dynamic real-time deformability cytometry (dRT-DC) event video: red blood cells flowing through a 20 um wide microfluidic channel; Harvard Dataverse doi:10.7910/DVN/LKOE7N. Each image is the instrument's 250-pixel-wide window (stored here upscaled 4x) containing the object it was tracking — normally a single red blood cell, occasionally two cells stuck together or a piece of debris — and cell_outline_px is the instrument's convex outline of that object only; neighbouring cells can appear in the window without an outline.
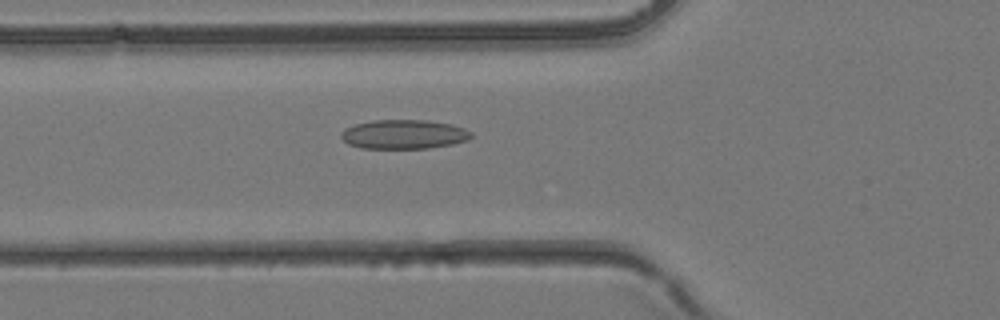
{"species": "common noctule bat (a hibernating species)", "species_latin": "Nyctalus noctula", "temperature_condition": "room temperature", "stored_images_in_passage": 40, "camera_frame_rate_fps": 3000, "um_per_image_px": 0.085, "animal": {"sex": "female", "body_mass_g": 24.6, "forearm_length_mm": 56.2}, "frame": {"image": 1, "passage_image": 15, "time_ms": 4.667, "image_size_px": [1000, 320], "cell_outline_px": [[472, 136], [468, 140], [452, 144], [428, 148], [360, 148], [348, 144], [340, 136], [340, 132], [344, 128], [356, 124], [372, 120], [424, 120], [452, 124], [464, 128], [472, 132]], "centroid_in_image_um": [34.31, 11.41], "position_along_channel_um": 91.5, "area_um2": 22.2}}
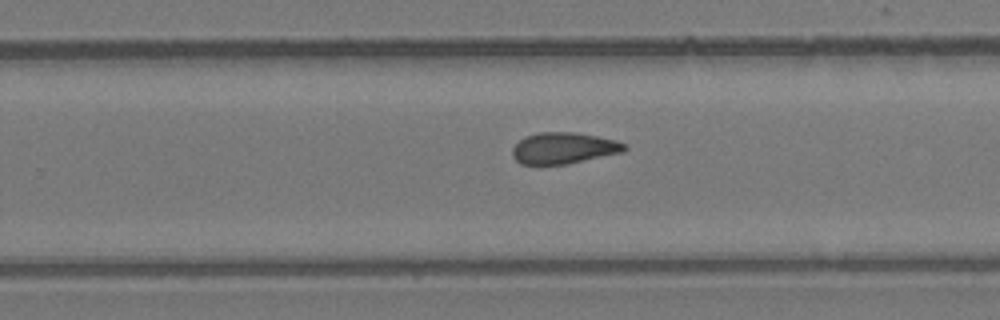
{"frame": {"image": 2, "passage_image": 26, "time_ms": 8.333, "image_size_px": [1000, 320], "cell_outline_px": [[628, 148], [624, 152], [568, 164], [520, 164], [512, 156], [512, 148], [524, 136], [540, 132], [576, 132], [616, 140], [628, 144]], "centroid_in_image_um": [47.94, 12.59], "position_along_channel_um": 281.9, "area_um2": 20.63}}
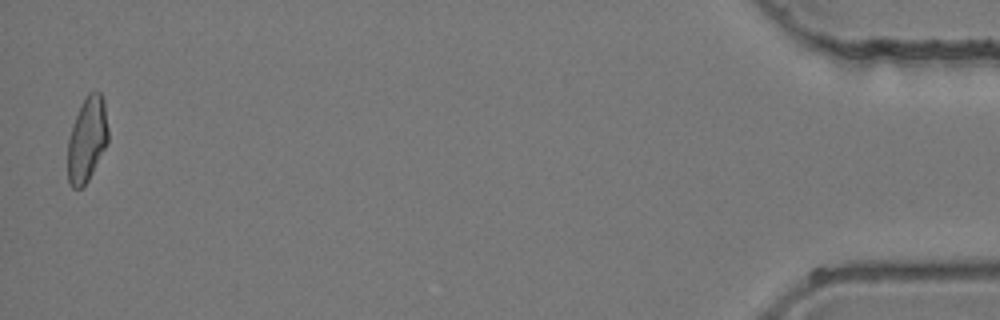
{"frame": {"image": 3, "passage_image": 40, "time_ms": 13.0, "image_size_px": [1000, 320], "cell_outline_px": [[108, 144], [88, 180], [80, 188], [72, 188], [68, 180], [68, 140], [80, 104], [88, 92], [100, 92], [104, 100], [108, 128]], "centroid_in_image_um": [7.41, 11.84], "position_along_channel_um": 427.8, "area_um2": 19.94}}